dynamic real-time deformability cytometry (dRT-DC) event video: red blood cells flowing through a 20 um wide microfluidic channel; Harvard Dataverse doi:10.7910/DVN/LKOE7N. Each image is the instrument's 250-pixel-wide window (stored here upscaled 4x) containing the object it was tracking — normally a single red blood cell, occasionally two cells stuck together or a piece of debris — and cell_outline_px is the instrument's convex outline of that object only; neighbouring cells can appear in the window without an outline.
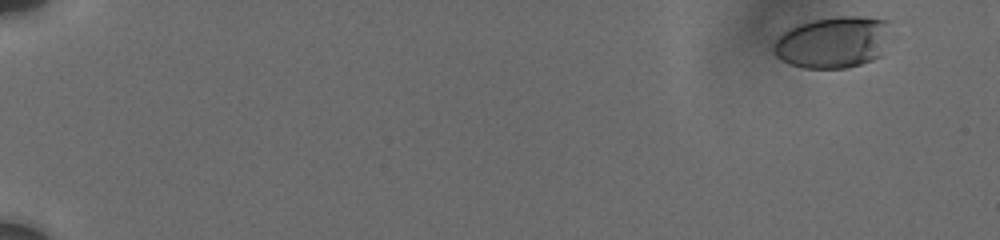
{"species": "human", "species_latin": "Homo sapiens", "temperature_condition": "cold", "stored_images_in_passage": 42, "segment_of_instrument_passage": [1, 2], "camera_frame_rate_fps": 3000, "um_per_image_px": 0.085, "donor": {"sex": "male"}, "frame": {"image": 1, "passage_image": 2, "time_ms": 0.667, "image_size_px": [1000, 240], "cell_outline_px": [[888, 24], [884, 56], [848, 68], [804, 68], [788, 64], [780, 60], [772, 52], [772, 48], [776, 40], [784, 32], [800, 24], [812, 20], [836, 16], [860, 16], [888, 20]], "centroid_in_image_um": [70.8, 3.61], "position_along_channel_um": 14.2, "area_um2": 35.32}}
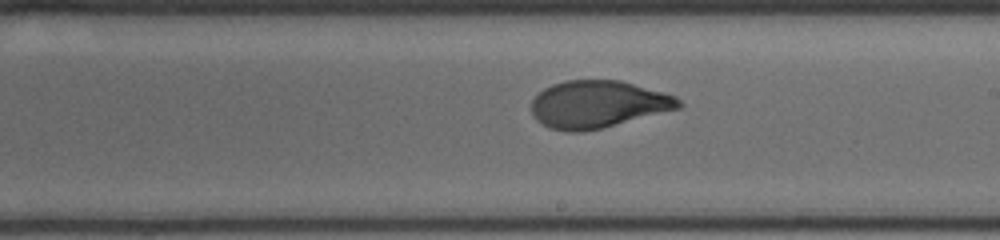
{"frame": {"image": 2, "passage_image": 22, "time_ms": 11.667, "image_size_px": [1000, 240], "cell_outline_px": [[684, 104], [680, 108], [584, 132], [568, 132], [548, 128], [536, 120], [532, 116], [532, 100], [544, 88], [552, 84], [564, 80], [620, 80], [664, 92], [676, 96]], "centroid_in_image_um": [50.8, 8.86], "position_along_channel_um": 238.2, "area_um2": 40.63}}
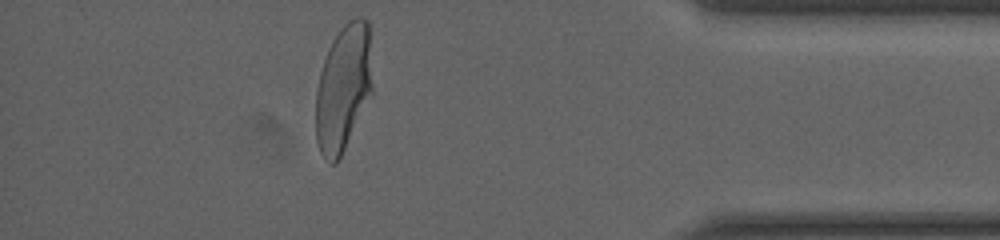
{"frame": {"image": 3, "passage_image": 38, "time_ms": 17.0, "image_size_px": [1000, 240], "cell_outline_px": [[372, 92], [336, 164], [332, 164], [320, 152], [316, 140], [316, 88], [320, 72], [328, 48], [332, 40], [340, 28], [348, 20], [356, 16], [360, 16], [368, 20], [372, 84]], "centroid_in_image_um": [29.17, 7.42], "position_along_channel_um": 406.0, "area_um2": 41.5}}